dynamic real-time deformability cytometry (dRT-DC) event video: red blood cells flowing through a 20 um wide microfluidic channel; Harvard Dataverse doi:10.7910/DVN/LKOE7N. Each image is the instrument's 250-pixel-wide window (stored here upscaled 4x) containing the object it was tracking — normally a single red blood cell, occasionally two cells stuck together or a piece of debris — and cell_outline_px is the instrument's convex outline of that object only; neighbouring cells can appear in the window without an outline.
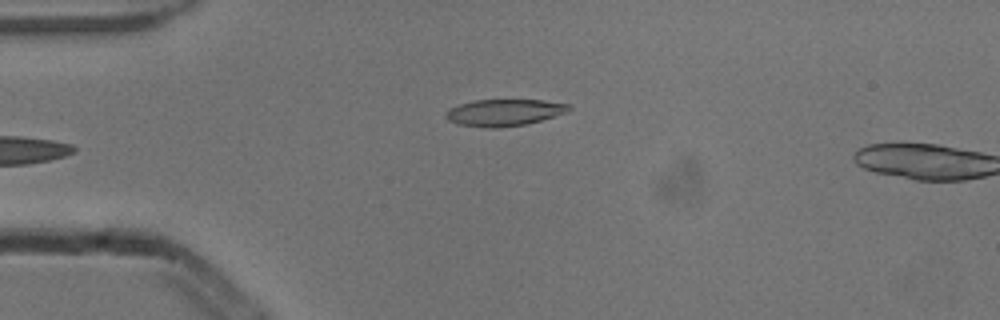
{"species": "common noctule bat (a hibernating species)", "species_latin": "Nyctalus noctula", "temperature_condition": "cold", "stored_images_in_passage": 5, "camera_frame_rate_fps": 3000, "um_per_image_px": 0.085, "animal": {"sex": "male", "body_mass_g": 13.3}, "frame": {"image": 1, "passage_image": 5, "time_ms": 1.333, "image_size_px": [1000, 320], "cell_outline_px": [[572, 108], [568, 112], [528, 124], [496, 128], [484, 128], [460, 124], [448, 120], [444, 116], [444, 112], [448, 108], [460, 104], [476, 100], [544, 100], [568, 104]], "centroid_in_image_um": [42.85, 9.57], "position_along_channel_um": 42.2, "area_um2": 19.31}}